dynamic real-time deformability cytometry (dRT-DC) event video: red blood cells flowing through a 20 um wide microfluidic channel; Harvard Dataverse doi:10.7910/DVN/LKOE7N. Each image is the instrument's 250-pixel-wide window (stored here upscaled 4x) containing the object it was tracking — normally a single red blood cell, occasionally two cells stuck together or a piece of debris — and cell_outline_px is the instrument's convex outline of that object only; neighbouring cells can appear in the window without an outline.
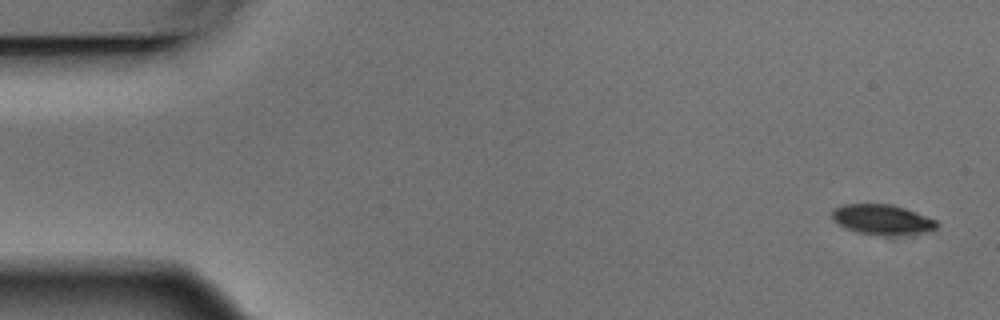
{"species": "Egyptian fruit bat (a non-hibernating species)", "species_latin": "Rousettus aegyptiacus", "temperature_condition": "warm", "stored_images_in_passage": 5, "camera_frame_rate_fps": 3000, "um_per_image_px": 0.085, "animal": {"sex": "male"}, "frame": {"image": 1, "passage_image": 1, "time_ms": 0.0, "image_size_px": [1000, 320], "cell_outline_px": [[936, 228], [928, 232], [896, 240], [856, 232], [840, 224], [832, 216], [832, 208], [840, 204], [892, 204], [916, 212], [936, 220]], "centroid_in_image_um": [75.05, 18.73], "position_along_channel_um": 10.0, "area_um2": 19.31}}
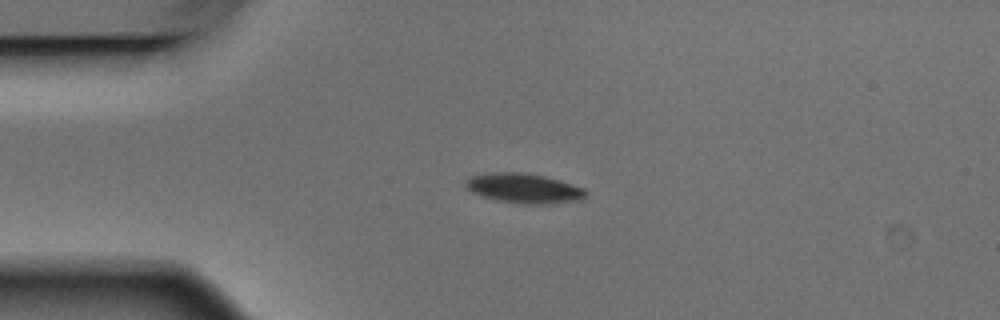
{"frame": {"image": 2, "passage_image": 4, "time_ms": 1.0, "image_size_px": [1000, 320], "cell_outline_px": [[588, 192], [584, 200], [548, 204], [524, 204], [496, 200], [472, 192], [464, 184], [464, 180], [472, 176], [492, 172], [524, 172], [544, 176], [560, 180], [584, 188]], "centroid_in_image_um": [44.58, 16.0], "position_along_channel_um": 40.4, "area_um2": 20.98}}